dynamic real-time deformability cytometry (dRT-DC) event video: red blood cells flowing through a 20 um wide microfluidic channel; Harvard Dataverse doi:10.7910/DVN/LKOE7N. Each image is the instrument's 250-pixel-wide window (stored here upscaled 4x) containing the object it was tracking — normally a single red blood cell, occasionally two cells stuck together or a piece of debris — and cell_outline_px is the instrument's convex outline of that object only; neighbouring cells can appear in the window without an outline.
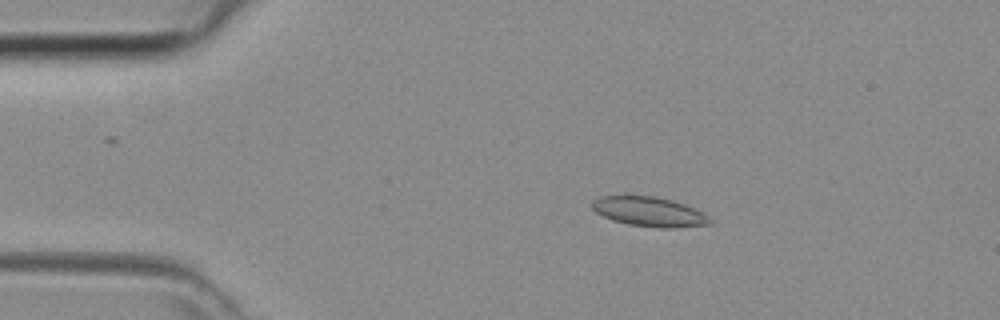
{"species": "common noctule bat (a hibernating species)", "species_latin": "Nyctalus noctula", "temperature_condition": "room temperature", "stored_images_in_passage": 44, "camera_frame_rate_fps": 3000, "um_per_image_px": 0.085, "animal": {"sex": "female", "body_mass_g": 29.2, "forearm_length_mm": 56.3}, "frame": {"image": 1, "passage_image": 8, "time_ms": 2.333, "image_size_px": [1000, 320], "cell_outline_px": [[712, 224], [672, 228], [660, 228], [628, 224], [612, 220], [596, 212], [592, 208], [592, 200], [600, 196], [624, 192], [656, 196], [672, 200], [696, 208], [708, 216], [712, 220]], "centroid_in_image_um": [55.13, 17.94], "position_along_channel_um": 29.9, "area_um2": 21.15}}
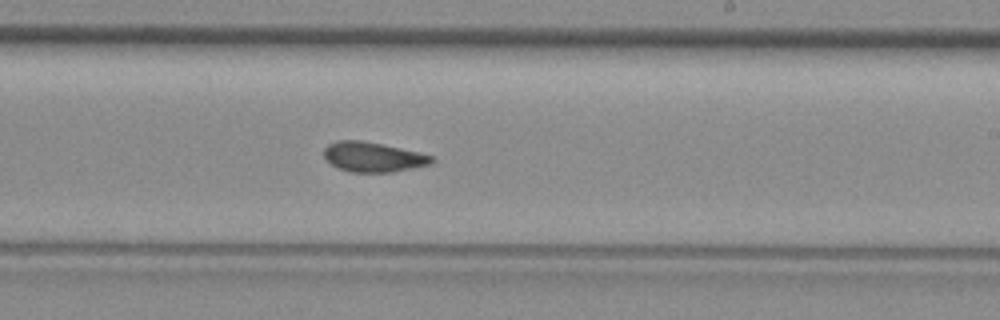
{"frame": {"image": 2, "passage_image": 26, "time_ms": 8.333, "image_size_px": [1000, 320], "cell_outline_px": [[436, 160], [432, 164], [392, 172], [348, 172], [332, 164], [324, 156], [324, 148], [328, 144], [336, 140], [360, 140], [400, 148], [432, 156]], "centroid_in_image_um": [31.71, 13.35], "position_along_channel_um": 257.3, "area_um2": 18.55}}
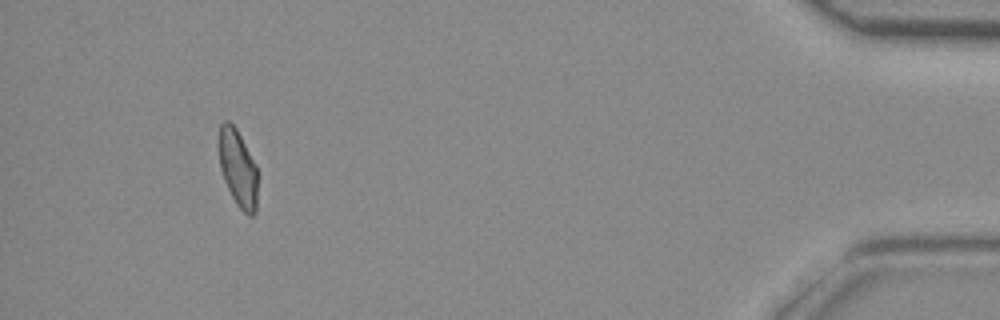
{"frame": {"image": 3, "passage_image": 41, "time_ms": 13.333, "image_size_px": [1000, 320], "cell_outline_px": [[256, 212], [252, 216], [248, 216], [236, 204], [224, 180], [220, 168], [216, 144], [216, 140], [220, 124], [224, 120], [228, 120], [236, 128], [256, 164]], "centroid_in_image_um": [20.16, 14.23], "position_along_channel_um": 415.0, "area_um2": 17.74}}